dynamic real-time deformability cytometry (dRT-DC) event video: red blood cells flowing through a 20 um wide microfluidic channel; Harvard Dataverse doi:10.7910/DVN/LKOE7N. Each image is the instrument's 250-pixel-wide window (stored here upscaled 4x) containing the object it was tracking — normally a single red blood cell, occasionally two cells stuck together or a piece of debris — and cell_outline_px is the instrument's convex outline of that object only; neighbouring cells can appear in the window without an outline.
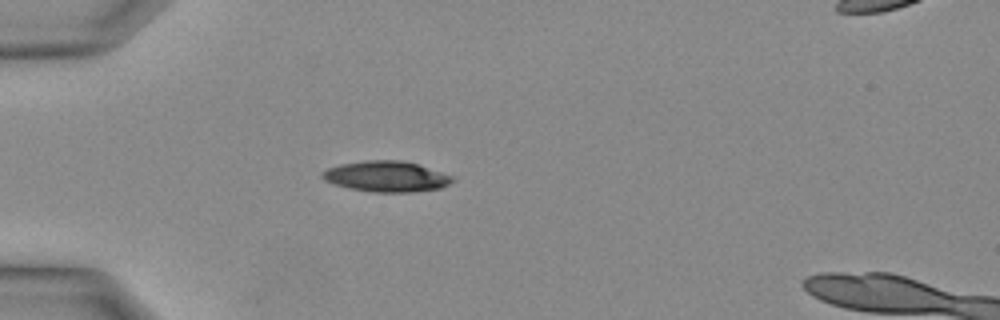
{"species": "Egyptian fruit bat (a non-hibernating species)", "species_latin": "Rousettus aegyptiacus", "temperature_condition": "warm", "stored_images_in_passage": 16, "camera_frame_rate_fps": 3000, "um_per_image_px": 0.085, "animal": {"sex": "female"}, "frame": {"image": 1, "passage_image": 1, "time_ms": 0.0, "image_size_px": [1000, 320], "cell_outline_px": [[456, 180], [440, 188], [412, 192], [372, 192], [348, 188], [332, 184], [324, 180], [320, 176], [328, 168], [340, 164], [368, 160], [400, 160], [416, 164], [452, 176]], "centroid_in_image_um": [32.81, 15.01], "position_along_channel_um": 52.2, "area_um2": 23.12}}
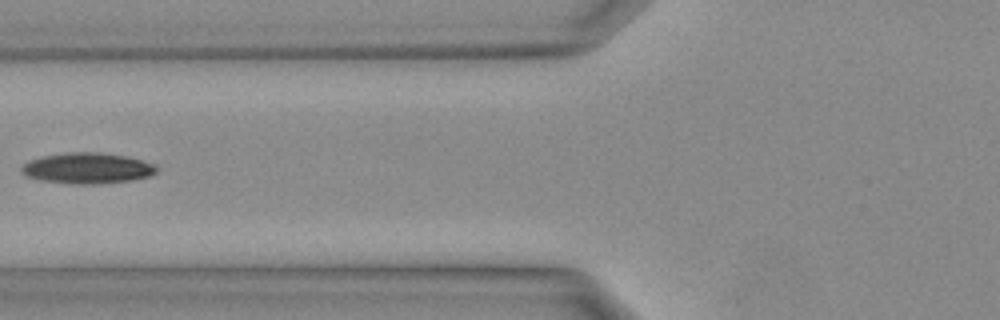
{"frame": {"image": 2, "passage_image": 5, "time_ms": 1.333, "image_size_px": [1000, 320], "cell_outline_px": [[156, 172], [148, 176], [132, 180], [92, 184], [80, 184], [40, 180], [28, 176], [20, 172], [20, 168], [28, 160], [44, 156], [68, 152], [100, 152], [124, 156], [140, 160], [152, 164], [156, 168]], "centroid_in_image_um": [7.37, 14.29], "position_along_channel_um": 118.4, "area_um2": 23.87}}
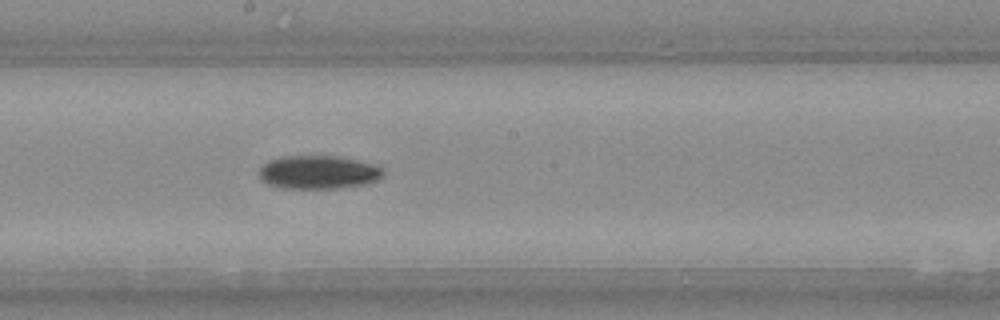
{"frame": {"image": 3, "passage_image": 10, "time_ms": 3.0, "image_size_px": [1000, 320], "cell_outline_px": [[384, 176], [380, 180], [368, 184], [340, 188], [284, 188], [268, 184], [260, 176], [260, 168], [268, 160], [284, 156], [340, 156], [372, 164], [384, 168]], "centroid_in_image_um": [27.13, 14.64], "position_along_channel_um": 221.1, "area_um2": 24.28}}